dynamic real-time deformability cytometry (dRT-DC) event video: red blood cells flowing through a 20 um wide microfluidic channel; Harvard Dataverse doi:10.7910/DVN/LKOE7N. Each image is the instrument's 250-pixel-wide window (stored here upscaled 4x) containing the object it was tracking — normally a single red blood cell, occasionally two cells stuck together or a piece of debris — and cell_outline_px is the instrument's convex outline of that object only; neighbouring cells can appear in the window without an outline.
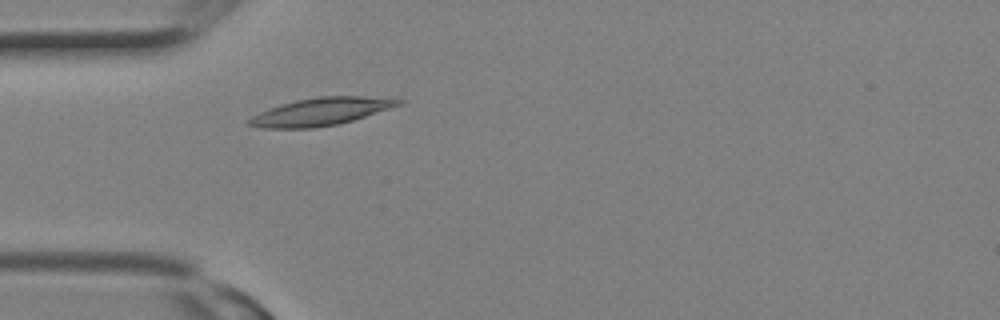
{"species": "Egyptian fruit bat (a non-hibernating species)", "species_latin": "Rousettus aegyptiacus", "temperature_condition": "room temperature", "stored_images_in_passage": 4, "camera_frame_rate_fps": 3000, "um_per_image_px": 0.085, "animal": {"sex": "female"}, "frame": {"image": 1, "passage_image": 4, "time_ms": 1.0, "image_size_px": [1000, 320], "cell_outline_px": [[404, 104], [340, 124], [316, 128], [264, 128], [248, 124], [248, 120], [252, 116], [268, 108], [280, 104], [296, 100], [316, 96], [364, 96], [404, 100]], "centroid_in_image_um": [27.29, 9.48], "position_along_channel_um": 57.7, "area_um2": 24.1}}